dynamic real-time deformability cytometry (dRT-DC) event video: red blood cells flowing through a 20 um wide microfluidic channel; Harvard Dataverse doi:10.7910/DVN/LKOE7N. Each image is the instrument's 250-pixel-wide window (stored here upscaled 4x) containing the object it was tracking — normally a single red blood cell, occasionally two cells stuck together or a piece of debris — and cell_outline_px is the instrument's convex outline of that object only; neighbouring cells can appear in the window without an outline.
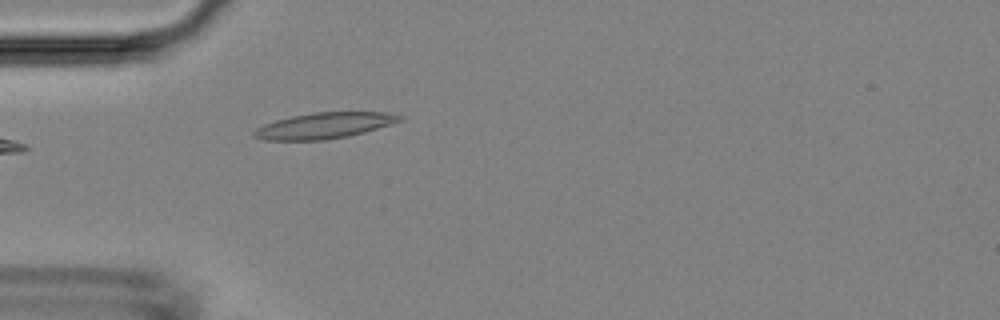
{"species": "Egyptian fruit bat (a non-hibernating species)", "species_latin": "Rousettus aegyptiacus", "temperature_condition": "room temperature", "stored_images_in_passage": 5, "camera_frame_rate_fps": 3000, "um_per_image_px": 0.085, "animal": {"sex": "female"}, "frame": {"image": 1, "passage_image": 5, "time_ms": 4.667, "image_size_px": [1000, 320], "cell_outline_px": [[404, 120], [392, 124], [364, 132], [348, 136], [324, 140], [264, 140], [252, 136], [252, 132], [256, 128], [264, 124], [276, 120], [292, 116], [312, 112], [388, 112], [404, 116]], "centroid_in_image_um": [27.58, 10.67], "position_along_channel_um": 57.4, "area_um2": 22.14}}